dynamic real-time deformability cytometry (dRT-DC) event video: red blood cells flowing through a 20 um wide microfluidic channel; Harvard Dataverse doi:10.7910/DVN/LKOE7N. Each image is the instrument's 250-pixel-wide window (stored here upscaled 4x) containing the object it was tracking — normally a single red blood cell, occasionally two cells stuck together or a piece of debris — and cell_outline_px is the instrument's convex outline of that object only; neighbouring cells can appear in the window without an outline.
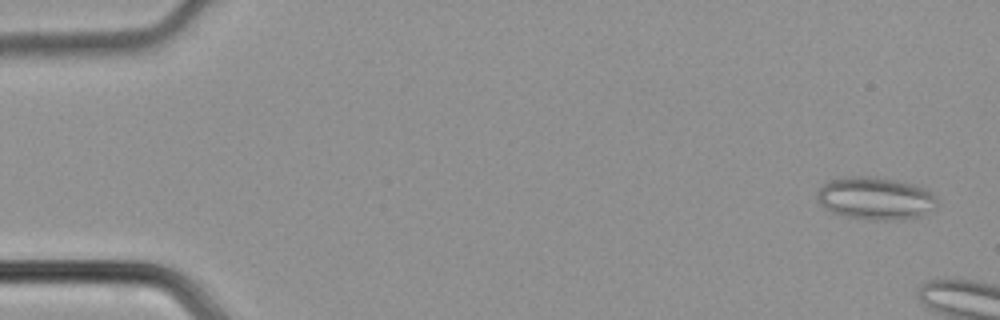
{"species": "common noctule bat (a hibernating species)", "species_latin": "Nyctalus noctula", "temperature_condition": "cold", "stored_images_in_passage": 8, "camera_frame_rate_fps": 3000, "um_per_image_px": 0.085, "animal": {"sex": "male", "body_mass_g": 21.5, "forearm_length_mm": 52.0}, "frame": {"image": 1, "passage_image": 2, "time_ms": 0.333, "image_size_px": [1000, 320], "cell_outline_px": [[936, 204], [932, 208], [920, 216], [888, 220], [868, 220], [844, 216], [832, 212], [824, 208], [820, 204], [816, 196], [816, 192], [828, 180], [852, 176], [868, 176], [900, 180], [924, 188], [936, 196]], "centroid_in_image_um": [74.36, 16.85], "position_along_channel_um": 10.6, "area_um2": 29.71}}